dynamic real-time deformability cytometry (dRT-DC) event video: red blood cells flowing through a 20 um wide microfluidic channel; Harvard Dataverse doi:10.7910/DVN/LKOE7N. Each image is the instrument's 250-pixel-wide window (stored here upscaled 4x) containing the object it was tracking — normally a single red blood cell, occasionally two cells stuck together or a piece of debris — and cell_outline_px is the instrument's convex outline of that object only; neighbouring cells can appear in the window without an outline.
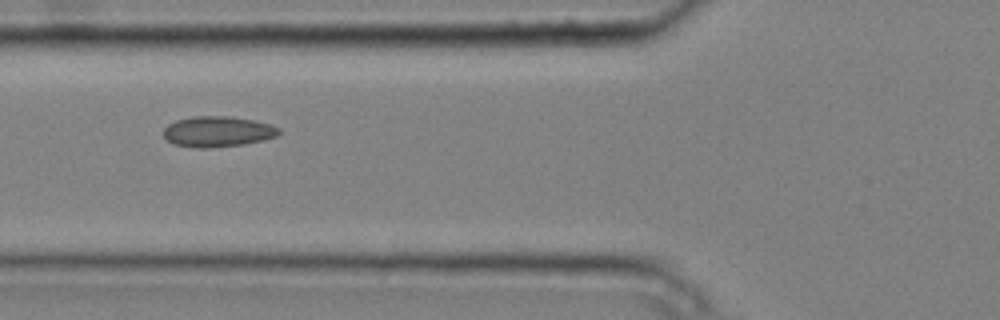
{"species": "common noctule bat (a hibernating species)", "species_latin": "Nyctalus noctula", "temperature_condition": "cold", "stored_images_in_passage": 8, "camera_frame_rate_fps": 3000, "um_per_image_px": 0.085, "animal": {"sex": "male", "body_mass_g": 20.4}, "frame": {"image": 1, "passage_image": 3, "time_ms": 0.667, "image_size_px": [1000, 320], "cell_outline_px": [[280, 132], [276, 136], [264, 140], [244, 144], [212, 148], [196, 148], [172, 144], [164, 136], [164, 128], [168, 124], [176, 120], [192, 116], [228, 116], [252, 120], [268, 124], [280, 128]], "centroid_in_image_um": [18.48, 11.19], "position_along_channel_um": 107.3, "area_um2": 20.63}}
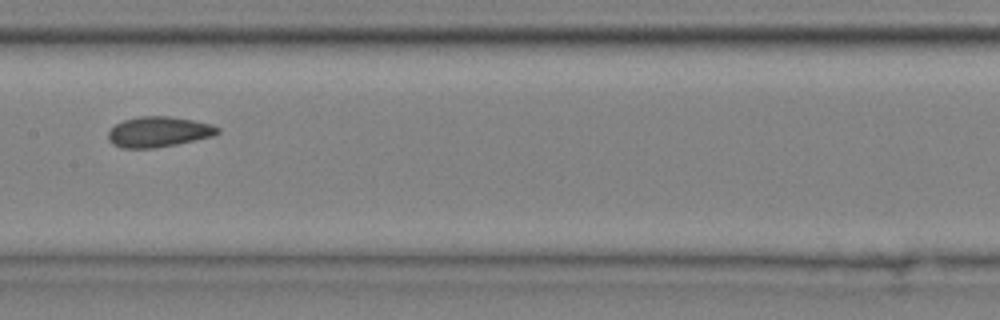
{"frame": {"image": 2, "passage_image": 5, "time_ms": 1.333, "image_size_px": [1000, 320], "cell_outline_px": [[220, 132], [212, 136], [176, 144], [156, 148], [120, 148], [112, 144], [108, 140], [108, 132], [116, 124], [124, 120], [140, 116], [168, 116], [192, 120], [212, 124], [220, 128]], "centroid_in_image_um": [13.46, 11.21], "position_along_channel_um": 193.9, "area_um2": 19.36}}
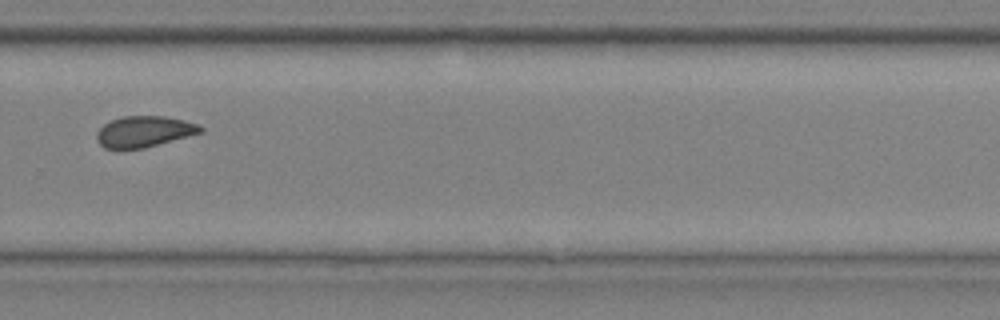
{"frame": {"image": 3, "passage_image": 8, "time_ms": 2.333, "image_size_px": [1000, 320], "cell_outline_px": [[204, 132], [144, 148], [104, 148], [96, 140], [96, 132], [104, 124], [112, 120], [124, 116], [164, 116], [184, 120], [200, 124], [204, 128]], "centroid_in_image_um": [12.28, 11.18], "position_along_channel_um": 317.5, "area_um2": 18.79}}